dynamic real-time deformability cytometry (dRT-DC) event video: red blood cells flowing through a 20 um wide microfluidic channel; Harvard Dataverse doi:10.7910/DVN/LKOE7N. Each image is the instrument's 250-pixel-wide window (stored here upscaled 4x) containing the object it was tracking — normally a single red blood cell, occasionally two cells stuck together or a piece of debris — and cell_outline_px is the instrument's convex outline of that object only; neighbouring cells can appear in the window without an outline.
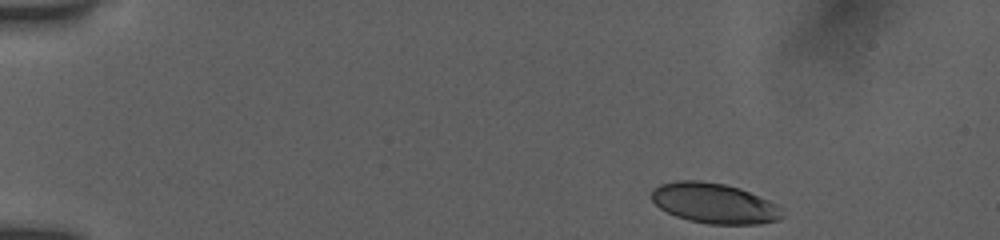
{"species": "human", "species_latin": "Homo sapiens", "temperature_condition": "room temperature", "stored_images_in_passage": 46, "camera_frame_rate_fps": 3000, "um_per_image_px": 0.085, "donor": {"sex": "female"}, "frame": {"image": 1, "passage_image": 1, "time_ms": 0.0, "image_size_px": [1000, 240], "cell_outline_px": [[784, 216], [780, 220], [760, 224], [708, 224], [688, 220], [676, 216], [660, 208], [652, 200], [652, 188], [660, 184], [676, 180], [700, 180], [724, 184], [740, 188], [780, 204]], "centroid_in_image_um": [60.76, 17.28], "position_along_channel_um": 24.2, "area_um2": 31.04}}
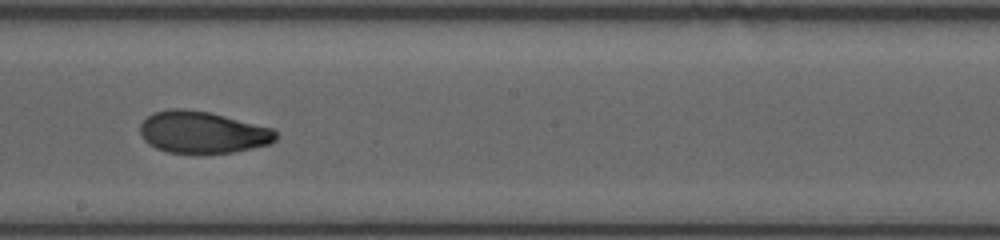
{"frame": {"image": 2, "passage_image": 25, "time_ms": 8.0, "image_size_px": [1000, 240], "cell_outline_px": [[276, 140], [272, 144], [232, 152], [168, 152], [156, 148], [148, 144], [144, 140], [140, 132], [140, 124], [152, 112], [172, 108], [184, 108], [212, 112], [272, 128], [276, 132]], "centroid_in_image_um": [17.21, 11.22], "position_along_channel_um": 231.0, "area_um2": 33.12}}
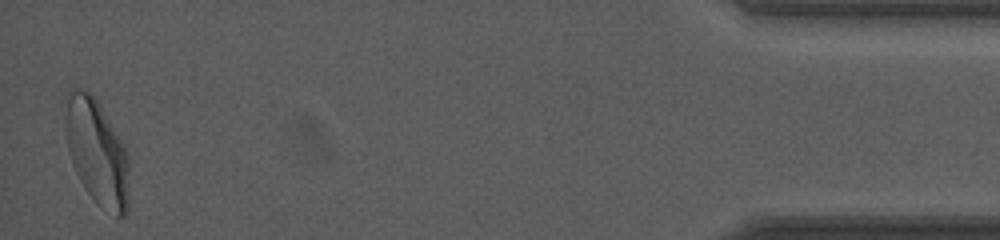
{"frame": {"image": 3, "passage_image": 46, "time_ms": 15.0, "image_size_px": [1000, 240], "cell_outline_px": [[128, 212], [124, 216], [116, 216], [100, 208], [96, 204], [80, 180], [72, 164], [68, 148], [64, 128], [64, 116], [68, 88], [80, 88], [92, 92], [124, 144], [128, 156]], "centroid_in_image_um": [8.22, 12.91], "position_along_channel_um": 427.0, "area_um2": 39.77}, "authors_computed_cell_mechanics": {"area_um2": 33.2928, "velocity_mm_per_s": 3.9088, "shape_relaxation_time_tau1_ms": 7.9116, "shape_relaxation_time_tau2_ms": 1.2205, "deformation_change_tau1": 0.2286, "deformation_change_tau2": 0.0588}}